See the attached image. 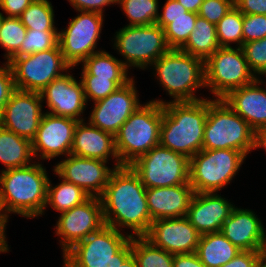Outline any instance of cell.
Listing matches in <instances>:
<instances>
[{
    "label": "cell",
    "mask_w": 266,
    "mask_h": 267,
    "mask_svg": "<svg viewBox=\"0 0 266 267\" xmlns=\"http://www.w3.org/2000/svg\"><path fill=\"white\" fill-rule=\"evenodd\" d=\"M247 158L234 149H202L189 159V183L194 193H212L225 188Z\"/></svg>",
    "instance_id": "obj_7"
},
{
    "label": "cell",
    "mask_w": 266,
    "mask_h": 267,
    "mask_svg": "<svg viewBox=\"0 0 266 267\" xmlns=\"http://www.w3.org/2000/svg\"><path fill=\"white\" fill-rule=\"evenodd\" d=\"M234 5L243 14L266 15V0H234Z\"/></svg>",
    "instance_id": "obj_46"
},
{
    "label": "cell",
    "mask_w": 266,
    "mask_h": 267,
    "mask_svg": "<svg viewBox=\"0 0 266 267\" xmlns=\"http://www.w3.org/2000/svg\"><path fill=\"white\" fill-rule=\"evenodd\" d=\"M81 64L96 78H109L111 81H130L133 78L128 76V68L121 59L102 49L86 58Z\"/></svg>",
    "instance_id": "obj_29"
},
{
    "label": "cell",
    "mask_w": 266,
    "mask_h": 267,
    "mask_svg": "<svg viewBox=\"0 0 266 267\" xmlns=\"http://www.w3.org/2000/svg\"><path fill=\"white\" fill-rule=\"evenodd\" d=\"M70 5L77 11H89L103 14L104 7L116 5L117 0H68Z\"/></svg>",
    "instance_id": "obj_44"
},
{
    "label": "cell",
    "mask_w": 266,
    "mask_h": 267,
    "mask_svg": "<svg viewBox=\"0 0 266 267\" xmlns=\"http://www.w3.org/2000/svg\"><path fill=\"white\" fill-rule=\"evenodd\" d=\"M80 14L72 18L64 28L58 31V45L65 61L72 67L81 64L93 53L101 50L97 49V42L101 38V30L105 15L78 11Z\"/></svg>",
    "instance_id": "obj_12"
},
{
    "label": "cell",
    "mask_w": 266,
    "mask_h": 267,
    "mask_svg": "<svg viewBox=\"0 0 266 267\" xmlns=\"http://www.w3.org/2000/svg\"><path fill=\"white\" fill-rule=\"evenodd\" d=\"M117 4L128 17L126 26L155 24L159 15L158 0H117Z\"/></svg>",
    "instance_id": "obj_34"
},
{
    "label": "cell",
    "mask_w": 266,
    "mask_h": 267,
    "mask_svg": "<svg viewBox=\"0 0 266 267\" xmlns=\"http://www.w3.org/2000/svg\"><path fill=\"white\" fill-rule=\"evenodd\" d=\"M243 44L266 37V15L243 14Z\"/></svg>",
    "instance_id": "obj_40"
},
{
    "label": "cell",
    "mask_w": 266,
    "mask_h": 267,
    "mask_svg": "<svg viewBox=\"0 0 266 267\" xmlns=\"http://www.w3.org/2000/svg\"><path fill=\"white\" fill-rule=\"evenodd\" d=\"M193 194L189 182L168 187L146 188L147 204L152 220L186 216Z\"/></svg>",
    "instance_id": "obj_25"
},
{
    "label": "cell",
    "mask_w": 266,
    "mask_h": 267,
    "mask_svg": "<svg viewBox=\"0 0 266 267\" xmlns=\"http://www.w3.org/2000/svg\"><path fill=\"white\" fill-rule=\"evenodd\" d=\"M132 254L137 267H173L174 255L153 245L144 236L132 237Z\"/></svg>",
    "instance_id": "obj_32"
},
{
    "label": "cell",
    "mask_w": 266,
    "mask_h": 267,
    "mask_svg": "<svg viewBox=\"0 0 266 267\" xmlns=\"http://www.w3.org/2000/svg\"><path fill=\"white\" fill-rule=\"evenodd\" d=\"M209 99L163 104L160 145L189 159L203 149Z\"/></svg>",
    "instance_id": "obj_3"
},
{
    "label": "cell",
    "mask_w": 266,
    "mask_h": 267,
    "mask_svg": "<svg viewBox=\"0 0 266 267\" xmlns=\"http://www.w3.org/2000/svg\"><path fill=\"white\" fill-rule=\"evenodd\" d=\"M32 141L0 126V162L5 169H14L33 163Z\"/></svg>",
    "instance_id": "obj_26"
},
{
    "label": "cell",
    "mask_w": 266,
    "mask_h": 267,
    "mask_svg": "<svg viewBox=\"0 0 266 267\" xmlns=\"http://www.w3.org/2000/svg\"><path fill=\"white\" fill-rule=\"evenodd\" d=\"M27 28L18 17L4 16L0 29V46L5 50L6 62L20 49Z\"/></svg>",
    "instance_id": "obj_36"
},
{
    "label": "cell",
    "mask_w": 266,
    "mask_h": 267,
    "mask_svg": "<svg viewBox=\"0 0 266 267\" xmlns=\"http://www.w3.org/2000/svg\"><path fill=\"white\" fill-rule=\"evenodd\" d=\"M188 12L198 13L203 0H177Z\"/></svg>",
    "instance_id": "obj_51"
},
{
    "label": "cell",
    "mask_w": 266,
    "mask_h": 267,
    "mask_svg": "<svg viewBox=\"0 0 266 267\" xmlns=\"http://www.w3.org/2000/svg\"><path fill=\"white\" fill-rule=\"evenodd\" d=\"M81 81L84 88L86 102H97L109 96L119 87L125 85L129 81H111L109 78H96L90 75L83 67L81 72ZM91 99V100H89Z\"/></svg>",
    "instance_id": "obj_37"
},
{
    "label": "cell",
    "mask_w": 266,
    "mask_h": 267,
    "mask_svg": "<svg viewBox=\"0 0 266 267\" xmlns=\"http://www.w3.org/2000/svg\"><path fill=\"white\" fill-rule=\"evenodd\" d=\"M58 177L59 180L61 179L60 183L53 185L54 187L49 179L46 208L49 205L53 210L61 213L84 203L90 198V195L79 186L64 180L59 175Z\"/></svg>",
    "instance_id": "obj_30"
},
{
    "label": "cell",
    "mask_w": 266,
    "mask_h": 267,
    "mask_svg": "<svg viewBox=\"0 0 266 267\" xmlns=\"http://www.w3.org/2000/svg\"><path fill=\"white\" fill-rule=\"evenodd\" d=\"M117 267H137V262L133 254H131L125 261H119Z\"/></svg>",
    "instance_id": "obj_52"
},
{
    "label": "cell",
    "mask_w": 266,
    "mask_h": 267,
    "mask_svg": "<svg viewBox=\"0 0 266 267\" xmlns=\"http://www.w3.org/2000/svg\"><path fill=\"white\" fill-rule=\"evenodd\" d=\"M162 116L163 105L149 101L120 127L115 135V147L121 165H131L160 144Z\"/></svg>",
    "instance_id": "obj_5"
},
{
    "label": "cell",
    "mask_w": 266,
    "mask_h": 267,
    "mask_svg": "<svg viewBox=\"0 0 266 267\" xmlns=\"http://www.w3.org/2000/svg\"><path fill=\"white\" fill-rule=\"evenodd\" d=\"M243 13L234 5L216 24V36L220 47H236L243 45Z\"/></svg>",
    "instance_id": "obj_35"
},
{
    "label": "cell",
    "mask_w": 266,
    "mask_h": 267,
    "mask_svg": "<svg viewBox=\"0 0 266 267\" xmlns=\"http://www.w3.org/2000/svg\"><path fill=\"white\" fill-rule=\"evenodd\" d=\"M264 149L266 152V127L258 129L255 131L254 137V150L255 149Z\"/></svg>",
    "instance_id": "obj_50"
},
{
    "label": "cell",
    "mask_w": 266,
    "mask_h": 267,
    "mask_svg": "<svg viewBox=\"0 0 266 267\" xmlns=\"http://www.w3.org/2000/svg\"><path fill=\"white\" fill-rule=\"evenodd\" d=\"M135 85L133 77L106 98L94 102L87 121L115 136L131 114L143 105L140 103Z\"/></svg>",
    "instance_id": "obj_15"
},
{
    "label": "cell",
    "mask_w": 266,
    "mask_h": 267,
    "mask_svg": "<svg viewBox=\"0 0 266 267\" xmlns=\"http://www.w3.org/2000/svg\"><path fill=\"white\" fill-rule=\"evenodd\" d=\"M162 9V13H159L158 17L185 16V13L188 12L177 0H166Z\"/></svg>",
    "instance_id": "obj_48"
},
{
    "label": "cell",
    "mask_w": 266,
    "mask_h": 267,
    "mask_svg": "<svg viewBox=\"0 0 266 267\" xmlns=\"http://www.w3.org/2000/svg\"><path fill=\"white\" fill-rule=\"evenodd\" d=\"M48 113L83 121L81 116L87 107L81 79L76 80L70 70L54 79L40 92ZM82 114V115H81Z\"/></svg>",
    "instance_id": "obj_19"
},
{
    "label": "cell",
    "mask_w": 266,
    "mask_h": 267,
    "mask_svg": "<svg viewBox=\"0 0 266 267\" xmlns=\"http://www.w3.org/2000/svg\"><path fill=\"white\" fill-rule=\"evenodd\" d=\"M48 173L40 162L0 171V209L8 220L10 214L24 218L44 215L47 203Z\"/></svg>",
    "instance_id": "obj_2"
},
{
    "label": "cell",
    "mask_w": 266,
    "mask_h": 267,
    "mask_svg": "<svg viewBox=\"0 0 266 267\" xmlns=\"http://www.w3.org/2000/svg\"><path fill=\"white\" fill-rule=\"evenodd\" d=\"M58 44V31L27 29L20 49L12 57H22L36 52L46 51Z\"/></svg>",
    "instance_id": "obj_38"
},
{
    "label": "cell",
    "mask_w": 266,
    "mask_h": 267,
    "mask_svg": "<svg viewBox=\"0 0 266 267\" xmlns=\"http://www.w3.org/2000/svg\"><path fill=\"white\" fill-rule=\"evenodd\" d=\"M249 68L257 78L266 72V37L244 43L241 47Z\"/></svg>",
    "instance_id": "obj_39"
},
{
    "label": "cell",
    "mask_w": 266,
    "mask_h": 267,
    "mask_svg": "<svg viewBox=\"0 0 266 267\" xmlns=\"http://www.w3.org/2000/svg\"><path fill=\"white\" fill-rule=\"evenodd\" d=\"M204 70L205 88L216 99L257 79L240 47H219L204 61Z\"/></svg>",
    "instance_id": "obj_9"
},
{
    "label": "cell",
    "mask_w": 266,
    "mask_h": 267,
    "mask_svg": "<svg viewBox=\"0 0 266 267\" xmlns=\"http://www.w3.org/2000/svg\"><path fill=\"white\" fill-rule=\"evenodd\" d=\"M221 267H266V251H240Z\"/></svg>",
    "instance_id": "obj_42"
},
{
    "label": "cell",
    "mask_w": 266,
    "mask_h": 267,
    "mask_svg": "<svg viewBox=\"0 0 266 267\" xmlns=\"http://www.w3.org/2000/svg\"><path fill=\"white\" fill-rule=\"evenodd\" d=\"M130 239L128 232L104 225L62 255L63 267H104Z\"/></svg>",
    "instance_id": "obj_13"
},
{
    "label": "cell",
    "mask_w": 266,
    "mask_h": 267,
    "mask_svg": "<svg viewBox=\"0 0 266 267\" xmlns=\"http://www.w3.org/2000/svg\"><path fill=\"white\" fill-rule=\"evenodd\" d=\"M132 254V237L130 241L117 253L113 256V259L110 260L104 267H117L119 261H125Z\"/></svg>",
    "instance_id": "obj_49"
},
{
    "label": "cell",
    "mask_w": 266,
    "mask_h": 267,
    "mask_svg": "<svg viewBox=\"0 0 266 267\" xmlns=\"http://www.w3.org/2000/svg\"><path fill=\"white\" fill-rule=\"evenodd\" d=\"M194 26L180 50L205 61L220 47L216 36V25L198 15Z\"/></svg>",
    "instance_id": "obj_28"
},
{
    "label": "cell",
    "mask_w": 266,
    "mask_h": 267,
    "mask_svg": "<svg viewBox=\"0 0 266 267\" xmlns=\"http://www.w3.org/2000/svg\"><path fill=\"white\" fill-rule=\"evenodd\" d=\"M3 18H4V15H3V13L0 12V29H1V26H2Z\"/></svg>",
    "instance_id": "obj_54"
},
{
    "label": "cell",
    "mask_w": 266,
    "mask_h": 267,
    "mask_svg": "<svg viewBox=\"0 0 266 267\" xmlns=\"http://www.w3.org/2000/svg\"><path fill=\"white\" fill-rule=\"evenodd\" d=\"M264 82L259 77L222 98L254 131L266 127V89L260 86Z\"/></svg>",
    "instance_id": "obj_23"
},
{
    "label": "cell",
    "mask_w": 266,
    "mask_h": 267,
    "mask_svg": "<svg viewBox=\"0 0 266 267\" xmlns=\"http://www.w3.org/2000/svg\"><path fill=\"white\" fill-rule=\"evenodd\" d=\"M220 232L242 251H266V230L251 209L234 207Z\"/></svg>",
    "instance_id": "obj_21"
},
{
    "label": "cell",
    "mask_w": 266,
    "mask_h": 267,
    "mask_svg": "<svg viewBox=\"0 0 266 267\" xmlns=\"http://www.w3.org/2000/svg\"><path fill=\"white\" fill-rule=\"evenodd\" d=\"M17 90L40 93L50 82L73 68L65 61L59 45L8 61Z\"/></svg>",
    "instance_id": "obj_10"
},
{
    "label": "cell",
    "mask_w": 266,
    "mask_h": 267,
    "mask_svg": "<svg viewBox=\"0 0 266 267\" xmlns=\"http://www.w3.org/2000/svg\"><path fill=\"white\" fill-rule=\"evenodd\" d=\"M198 13L186 12L185 16L158 17L156 24L164 29L165 39L170 49H180L195 28Z\"/></svg>",
    "instance_id": "obj_31"
},
{
    "label": "cell",
    "mask_w": 266,
    "mask_h": 267,
    "mask_svg": "<svg viewBox=\"0 0 266 267\" xmlns=\"http://www.w3.org/2000/svg\"><path fill=\"white\" fill-rule=\"evenodd\" d=\"M145 188L168 187L189 182V158L160 144L131 165Z\"/></svg>",
    "instance_id": "obj_11"
},
{
    "label": "cell",
    "mask_w": 266,
    "mask_h": 267,
    "mask_svg": "<svg viewBox=\"0 0 266 267\" xmlns=\"http://www.w3.org/2000/svg\"><path fill=\"white\" fill-rule=\"evenodd\" d=\"M255 131L223 99H209L203 149H234L246 157L254 150Z\"/></svg>",
    "instance_id": "obj_6"
},
{
    "label": "cell",
    "mask_w": 266,
    "mask_h": 267,
    "mask_svg": "<svg viewBox=\"0 0 266 267\" xmlns=\"http://www.w3.org/2000/svg\"><path fill=\"white\" fill-rule=\"evenodd\" d=\"M144 237L153 245L176 255L196 252L201 234L184 216L152 221Z\"/></svg>",
    "instance_id": "obj_20"
},
{
    "label": "cell",
    "mask_w": 266,
    "mask_h": 267,
    "mask_svg": "<svg viewBox=\"0 0 266 267\" xmlns=\"http://www.w3.org/2000/svg\"><path fill=\"white\" fill-rule=\"evenodd\" d=\"M42 102L40 93L16 89L0 115V126L32 141L45 113Z\"/></svg>",
    "instance_id": "obj_16"
},
{
    "label": "cell",
    "mask_w": 266,
    "mask_h": 267,
    "mask_svg": "<svg viewBox=\"0 0 266 267\" xmlns=\"http://www.w3.org/2000/svg\"><path fill=\"white\" fill-rule=\"evenodd\" d=\"M113 48L123 56V64L128 68L147 69L170 48L164 29L158 24L147 26H124L116 31Z\"/></svg>",
    "instance_id": "obj_8"
},
{
    "label": "cell",
    "mask_w": 266,
    "mask_h": 267,
    "mask_svg": "<svg viewBox=\"0 0 266 267\" xmlns=\"http://www.w3.org/2000/svg\"><path fill=\"white\" fill-rule=\"evenodd\" d=\"M8 220L3 216L1 209H0V235L7 240L6 238V226H7Z\"/></svg>",
    "instance_id": "obj_53"
},
{
    "label": "cell",
    "mask_w": 266,
    "mask_h": 267,
    "mask_svg": "<svg viewBox=\"0 0 266 267\" xmlns=\"http://www.w3.org/2000/svg\"><path fill=\"white\" fill-rule=\"evenodd\" d=\"M150 67H153L159 84L173 99H153L152 102H192L204 98L196 95L199 88L205 87L204 60L187 54L180 49H169Z\"/></svg>",
    "instance_id": "obj_4"
},
{
    "label": "cell",
    "mask_w": 266,
    "mask_h": 267,
    "mask_svg": "<svg viewBox=\"0 0 266 267\" xmlns=\"http://www.w3.org/2000/svg\"><path fill=\"white\" fill-rule=\"evenodd\" d=\"M54 17L53 5L49 0H34L19 18L27 29L58 31Z\"/></svg>",
    "instance_id": "obj_33"
},
{
    "label": "cell",
    "mask_w": 266,
    "mask_h": 267,
    "mask_svg": "<svg viewBox=\"0 0 266 267\" xmlns=\"http://www.w3.org/2000/svg\"><path fill=\"white\" fill-rule=\"evenodd\" d=\"M67 157V158H66ZM54 165L55 175L83 189L90 197H100L116 167L107 162L69 154Z\"/></svg>",
    "instance_id": "obj_18"
},
{
    "label": "cell",
    "mask_w": 266,
    "mask_h": 267,
    "mask_svg": "<svg viewBox=\"0 0 266 267\" xmlns=\"http://www.w3.org/2000/svg\"><path fill=\"white\" fill-rule=\"evenodd\" d=\"M234 6V0H203L198 15L216 25Z\"/></svg>",
    "instance_id": "obj_41"
},
{
    "label": "cell",
    "mask_w": 266,
    "mask_h": 267,
    "mask_svg": "<svg viewBox=\"0 0 266 267\" xmlns=\"http://www.w3.org/2000/svg\"><path fill=\"white\" fill-rule=\"evenodd\" d=\"M173 267H206L196 252L174 255Z\"/></svg>",
    "instance_id": "obj_47"
},
{
    "label": "cell",
    "mask_w": 266,
    "mask_h": 267,
    "mask_svg": "<svg viewBox=\"0 0 266 267\" xmlns=\"http://www.w3.org/2000/svg\"><path fill=\"white\" fill-rule=\"evenodd\" d=\"M105 225L130 229L131 237L145 236L152 224L146 188L130 165L115 168L102 195ZM121 229V230H120Z\"/></svg>",
    "instance_id": "obj_1"
},
{
    "label": "cell",
    "mask_w": 266,
    "mask_h": 267,
    "mask_svg": "<svg viewBox=\"0 0 266 267\" xmlns=\"http://www.w3.org/2000/svg\"><path fill=\"white\" fill-rule=\"evenodd\" d=\"M85 121H78L75 127L70 154L105 162L114 159V167L122 166L116 152L115 136Z\"/></svg>",
    "instance_id": "obj_24"
},
{
    "label": "cell",
    "mask_w": 266,
    "mask_h": 267,
    "mask_svg": "<svg viewBox=\"0 0 266 267\" xmlns=\"http://www.w3.org/2000/svg\"><path fill=\"white\" fill-rule=\"evenodd\" d=\"M77 123L78 121L75 119L45 112L36 136L32 140L34 157H38V161L40 159L50 161L55 157L68 156Z\"/></svg>",
    "instance_id": "obj_17"
},
{
    "label": "cell",
    "mask_w": 266,
    "mask_h": 267,
    "mask_svg": "<svg viewBox=\"0 0 266 267\" xmlns=\"http://www.w3.org/2000/svg\"><path fill=\"white\" fill-rule=\"evenodd\" d=\"M262 75L266 77V72H264ZM265 83H266V82H265ZM265 83H264V86L266 85Z\"/></svg>",
    "instance_id": "obj_55"
},
{
    "label": "cell",
    "mask_w": 266,
    "mask_h": 267,
    "mask_svg": "<svg viewBox=\"0 0 266 267\" xmlns=\"http://www.w3.org/2000/svg\"><path fill=\"white\" fill-rule=\"evenodd\" d=\"M55 225V233L60 237L64 255L76 243L105 225L100 198L90 197L84 203L61 212Z\"/></svg>",
    "instance_id": "obj_14"
},
{
    "label": "cell",
    "mask_w": 266,
    "mask_h": 267,
    "mask_svg": "<svg viewBox=\"0 0 266 267\" xmlns=\"http://www.w3.org/2000/svg\"><path fill=\"white\" fill-rule=\"evenodd\" d=\"M34 0H0V9L5 12L6 17H20L22 12Z\"/></svg>",
    "instance_id": "obj_45"
},
{
    "label": "cell",
    "mask_w": 266,
    "mask_h": 267,
    "mask_svg": "<svg viewBox=\"0 0 266 267\" xmlns=\"http://www.w3.org/2000/svg\"><path fill=\"white\" fill-rule=\"evenodd\" d=\"M234 207L218 192L194 193L186 217L201 235L219 232Z\"/></svg>",
    "instance_id": "obj_22"
},
{
    "label": "cell",
    "mask_w": 266,
    "mask_h": 267,
    "mask_svg": "<svg viewBox=\"0 0 266 267\" xmlns=\"http://www.w3.org/2000/svg\"><path fill=\"white\" fill-rule=\"evenodd\" d=\"M240 251L219 231L201 235L196 253L206 267H221Z\"/></svg>",
    "instance_id": "obj_27"
},
{
    "label": "cell",
    "mask_w": 266,
    "mask_h": 267,
    "mask_svg": "<svg viewBox=\"0 0 266 267\" xmlns=\"http://www.w3.org/2000/svg\"><path fill=\"white\" fill-rule=\"evenodd\" d=\"M2 65L0 66V115L11 94L16 90L8 62L2 63Z\"/></svg>",
    "instance_id": "obj_43"
}]
</instances>
